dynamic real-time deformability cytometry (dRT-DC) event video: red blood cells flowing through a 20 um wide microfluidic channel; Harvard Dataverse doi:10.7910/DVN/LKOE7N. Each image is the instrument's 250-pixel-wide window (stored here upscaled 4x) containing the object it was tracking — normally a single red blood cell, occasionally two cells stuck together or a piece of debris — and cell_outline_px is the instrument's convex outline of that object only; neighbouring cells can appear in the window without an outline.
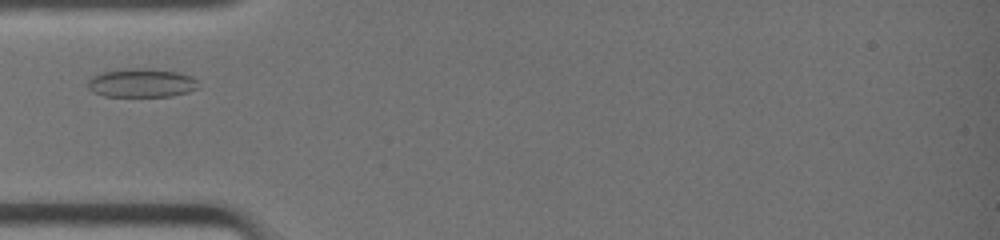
{"species": "common noctule bat (a hibernating species)", "species_latin": "Nyctalus noctula", "temperature_condition": "warm", "stored_images_in_passage": 28, "camera_frame_rate_fps": 3000, "um_per_image_px": 0.085, "animal": {"sex": "female", "body_mass_g": 19.0, "forearm_length_mm": 51.5}, "frame": {"image": 1, "passage_image": 5, "time_ms": 1.333, "image_size_px": [1000, 240], "cell_outline_px": [[200, 88], [188, 92], [172, 96], [104, 96], [92, 92], [88, 88], [88, 80], [92, 76], [104, 72], [128, 68], [140, 68], [176, 72], [192, 76], [196, 80]], "centroid_in_image_um": [12.03, 7.06], "position_along_channel_um": 73.0, "area_um2": 18.44}}
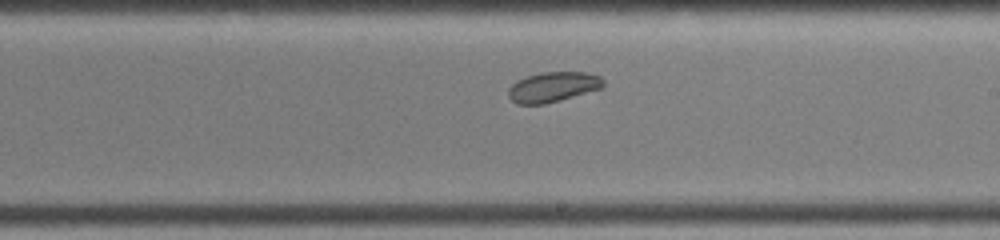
{"frame": {"image": 2, "passage_image": 16, "time_ms": 5.0, "image_size_px": [1000, 240], "cell_outline_px": [[604, 88], [544, 104], [516, 104], [508, 96], [508, 88], [516, 80], [540, 72], [588, 72], [600, 76], [604, 80]], "centroid_in_image_um": [47.01, 7.38], "position_along_channel_um": 242.0, "area_um2": 16.76}}
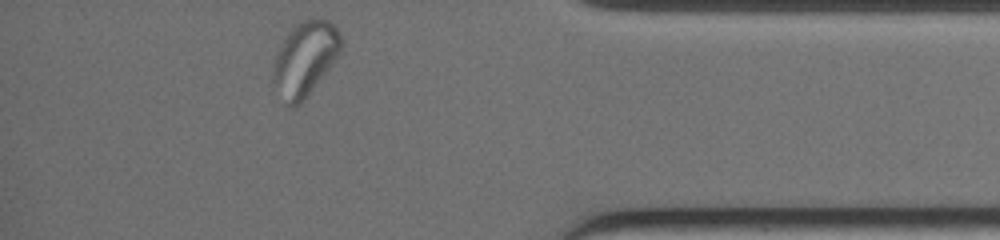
{"frame": {"image": 3, "passage_image": 28, "time_ms": 9.0, "image_size_px": [1000, 240], "cell_outline_px": [[340, 48], [332, 64], [300, 104], [296, 108], [288, 108], [272, 80], [272, 72], [276, 52], [284, 36], [296, 24], [308, 16], [312, 16], [328, 20], [336, 28], [340, 36]], "centroid_in_image_um": [25.87, 4.97], "position_along_channel_um": 409.3, "area_um2": 29.3}, "authors_computed_cell_mechanics": {"area_um2": 17.6001, "velocity_mm_per_s": 4.6396, "shape_relaxation_time_tau1_ms": null, "shape_relaxation_time_tau2_ms": 4.0885, "deformation_change_tau1": null, "deformation_change_tau2": 0.0517}}